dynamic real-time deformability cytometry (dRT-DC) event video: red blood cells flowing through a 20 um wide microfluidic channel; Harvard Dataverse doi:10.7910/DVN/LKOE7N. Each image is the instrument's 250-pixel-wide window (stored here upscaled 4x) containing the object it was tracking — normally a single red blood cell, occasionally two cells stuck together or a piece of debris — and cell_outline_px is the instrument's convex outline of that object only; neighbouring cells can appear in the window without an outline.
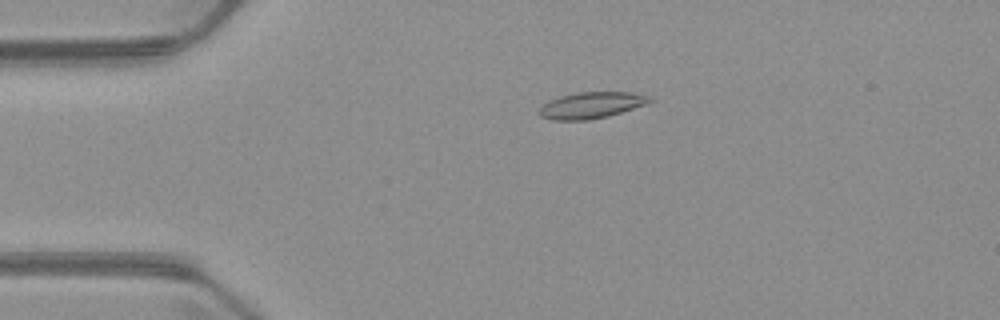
{"species": "common noctule bat (a hibernating species)", "species_latin": "Nyctalus noctula", "temperature_condition": "warm", "stored_images_in_passage": 5, "camera_frame_rate_fps": 3000, "um_per_image_px": 0.085, "animal": {"sex": "male", "body_mass_g": 23.1, "forearm_length_mm": 52.7}, "frame": {"image": 1, "passage_image": 4, "time_ms": 3.333, "image_size_px": [1000, 320], "cell_outline_px": [[656, 100], [648, 104], [608, 116], [588, 120], [552, 120], [540, 116], [540, 108], [548, 100], [560, 96], [580, 92], [632, 92], [652, 96]], "centroid_in_image_um": [50.34, 8.94], "position_along_channel_um": 34.7, "area_um2": 17.11}}